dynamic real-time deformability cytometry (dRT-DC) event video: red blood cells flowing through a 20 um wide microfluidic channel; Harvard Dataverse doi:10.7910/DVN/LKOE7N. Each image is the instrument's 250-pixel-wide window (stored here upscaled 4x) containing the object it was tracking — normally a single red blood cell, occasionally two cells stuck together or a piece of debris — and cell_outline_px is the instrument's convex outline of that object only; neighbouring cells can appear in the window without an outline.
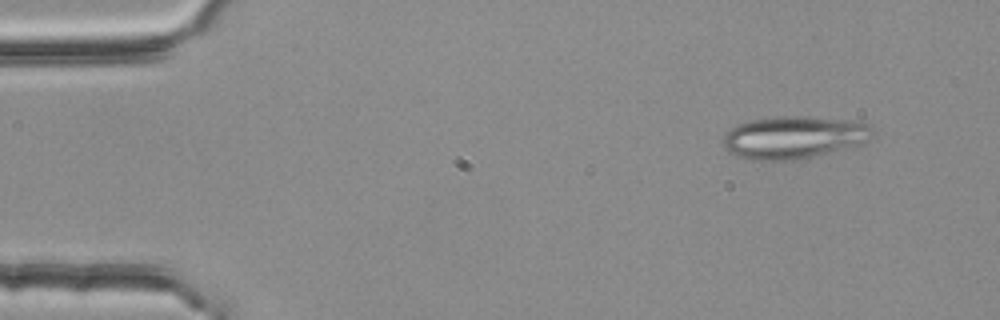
{"species": "common noctule bat (a hibernating species)", "species_latin": "Nyctalus noctula", "temperature_condition": "room temperature", "stored_images_in_passage": 5, "camera_frame_rate_fps": 3000, "um_per_image_px": 0.085, "animal": {"sex": "female", "body_mass_g": 25.1}, "frame": {"image": 1, "passage_image": 1, "time_ms": 0.0, "image_size_px": [1000, 320], "cell_outline_px": [[872, 140], [812, 156], [788, 160], [752, 160], [736, 156], [728, 152], [724, 148], [724, 132], [748, 120], [784, 116], [800, 116], [840, 120], [868, 124], [872, 128]], "centroid_in_image_um": [67.4, 11.68], "position_along_channel_um": 17.6, "area_um2": 36.3}}